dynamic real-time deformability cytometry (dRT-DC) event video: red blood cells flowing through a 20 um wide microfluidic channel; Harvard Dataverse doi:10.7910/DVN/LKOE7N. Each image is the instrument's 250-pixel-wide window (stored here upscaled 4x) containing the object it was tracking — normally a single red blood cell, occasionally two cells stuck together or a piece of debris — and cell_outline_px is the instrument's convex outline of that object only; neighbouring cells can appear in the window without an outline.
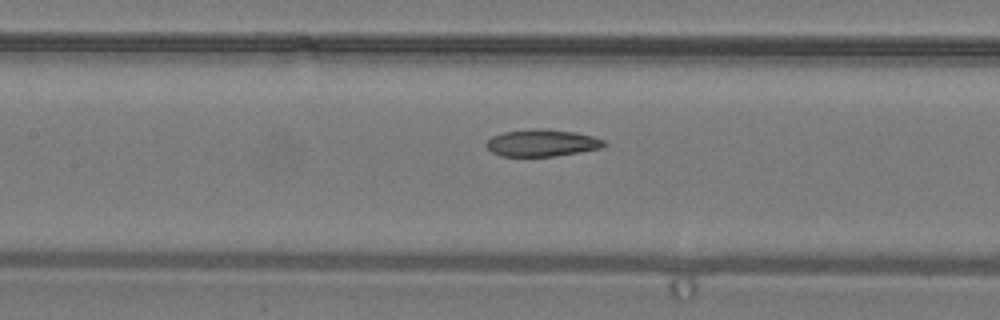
{"species": "common noctule bat (a hibernating species)", "species_latin": "Nyctalus noctula", "temperature_condition": "warm", "stored_images_in_passage": 13, "camera_frame_rate_fps": 3000, "um_per_image_px": 0.085, "animal": {"sex": "male", "body_mass_g": 19.2, "forearm_length_mm": 51.8}, "frame": {"image": 1, "passage_image": 11, "time_ms": 3.333, "image_size_px": [1000, 320], "cell_outline_px": [[608, 144], [604, 148], [556, 156], [500, 156], [492, 152], [484, 144], [492, 136], [504, 132], [532, 128], [540, 128], [576, 132], [592, 136], [604, 140]], "centroid_in_image_um": [46.09, 12.15], "position_along_channel_um": 161.3, "area_um2": 18.73}}